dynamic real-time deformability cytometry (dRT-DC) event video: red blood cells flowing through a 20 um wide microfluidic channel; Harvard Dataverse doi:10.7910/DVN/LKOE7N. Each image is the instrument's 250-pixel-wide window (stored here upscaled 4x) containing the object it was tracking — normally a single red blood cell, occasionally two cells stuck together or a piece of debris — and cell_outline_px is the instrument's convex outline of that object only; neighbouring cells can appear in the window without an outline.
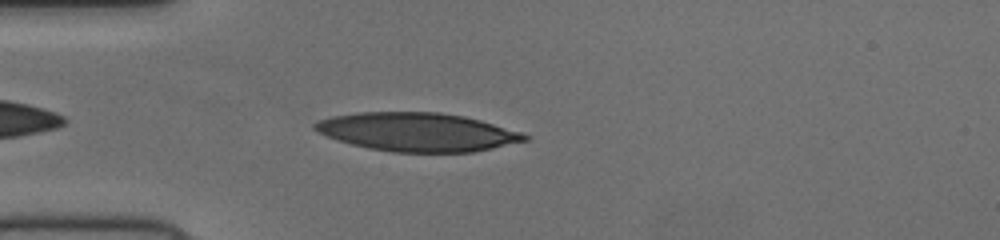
{"species": "human", "species_latin": "Homo sapiens", "temperature_condition": "cold", "stored_images_in_passage": 38, "camera_frame_rate_fps": 3000, "um_per_image_px": 0.085, "donor": {"sex": "female"}, "frame": {"image": 1, "passage_image": 3, "time_ms": 0.667, "image_size_px": [1000, 240], "cell_outline_px": [[528, 140], [492, 148], [472, 152], [392, 152], [368, 148], [352, 144], [328, 136], [312, 128], [312, 124], [320, 120], [332, 116], [360, 112], [440, 112], [464, 116], [480, 120], [520, 132], [528, 136]], "centroid_in_image_um": [35.47, 11.22], "position_along_channel_um": 49.5, "area_um2": 46.76}}
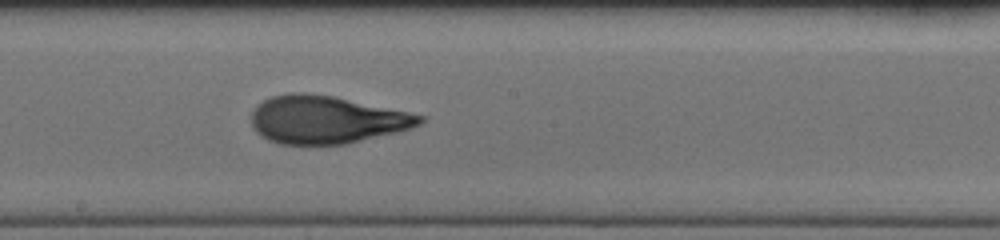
{"frame": {"image": 2, "passage_image": 17, "time_ms": 5.333, "image_size_px": [1000, 240], "cell_outline_px": [[424, 120], [420, 124], [396, 132], [348, 144], [280, 144], [268, 140], [260, 136], [256, 132], [252, 124], [252, 112], [256, 104], [272, 96], [288, 92], [304, 92], [332, 96], [408, 112], [424, 116]], "centroid_in_image_um": [27.68, 10.17], "position_along_channel_um": 220.5, "area_um2": 46.7}}
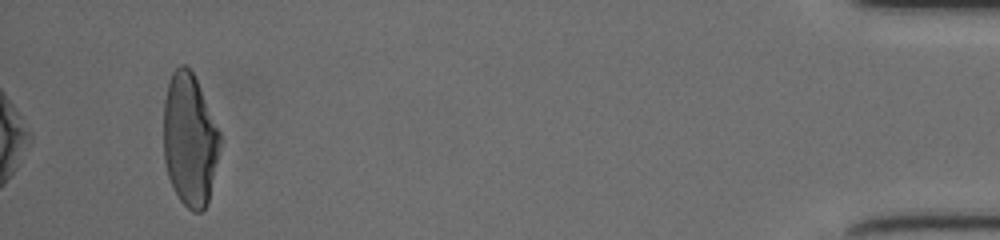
{"frame": {"image": 3, "passage_image": 38, "time_ms": 12.333, "image_size_px": [1000, 240], "cell_outline_px": [[220, 140], [208, 204], [200, 212], [192, 212], [180, 200], [168, 176], [164, 160], [164, 104], [168, 84], [172, 72], [180, 64], [184, 64], [192, 72], [196, 80], [220, 132]], "centroid_in_image_um": [16.11, 11.89], "position_along_channel_um": 419.1, "area_um2": 42.95}}